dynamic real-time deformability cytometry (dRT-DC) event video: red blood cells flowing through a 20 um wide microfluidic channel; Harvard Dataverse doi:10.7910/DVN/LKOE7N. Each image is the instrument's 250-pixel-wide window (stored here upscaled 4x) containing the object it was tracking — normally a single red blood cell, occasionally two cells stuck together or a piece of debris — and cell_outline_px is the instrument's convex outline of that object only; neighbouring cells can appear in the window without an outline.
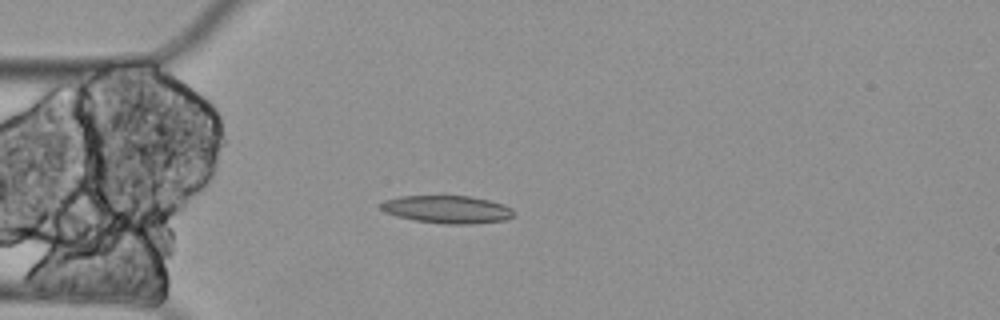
{"species": "Egyptian fruit bat (a non-hibernating species)", "species_latin": "Rousettus aegyptiacus", "temperature_condition": "cold", "stored_images_in_passage": 6, "camera_frame_rate_fps": 3000, "um_per_image_px": 0.085, "animal": {"sex": "female"}, "frame": {"image": 1, "passage_image": 5, "time_ms": 1.333, "image_size_px": [1000, 320], "cell_outline_px": [[512, 216], [504, 220], [472, 224], [444, 224], [416, 220], [396, 216], [384, 212], [380, 208], [380, 204], [384, 200], [400, 196], [440, 192], [468, 196], [488, 200], [504, 204], [512, 208]], "centroid_in_image_um": [37.94, 17.74], "position_along_channel_um": 47.1, "area_um2": 22.37}}